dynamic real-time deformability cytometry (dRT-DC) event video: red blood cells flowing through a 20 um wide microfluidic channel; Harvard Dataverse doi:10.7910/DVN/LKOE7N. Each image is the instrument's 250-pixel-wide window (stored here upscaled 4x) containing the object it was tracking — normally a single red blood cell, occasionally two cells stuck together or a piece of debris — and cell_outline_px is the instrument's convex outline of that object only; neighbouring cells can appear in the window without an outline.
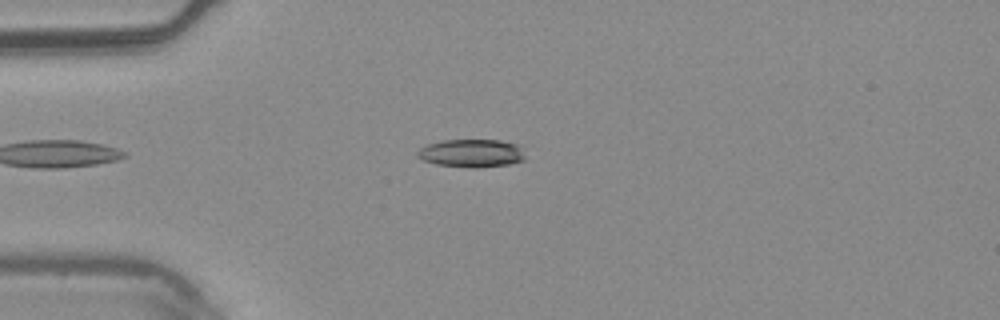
{"species": "common noctule bat (a hibernating species)", "species_latin": "Nyctalus noctula", "temperature_condition": "warm", "stored_images_in_passage": 5, "camera_frame_rate_fps": 3000, "um_per_image_px": 0.085, "animal": {"sex": "male", "body_mass_g": 20.4}, "frame": {"image": 1, "passage_image": 5, "time_ms": 1.333, "image_size_px": [1000, 320], "cell_outline_px": [[524, 160], [508, 164], [476, 168], [472, 168], [436, 164], [424, 160], [416, 156], [416, 152], [420, 148], [428, 144], [444, 140], [500, 140], [516, 144], [520, 148], [524, 156]], "centroid_in_image_um": [40.05, 13.02], "position_along_channel_um": 45.0, "area_um2": 17.46}}